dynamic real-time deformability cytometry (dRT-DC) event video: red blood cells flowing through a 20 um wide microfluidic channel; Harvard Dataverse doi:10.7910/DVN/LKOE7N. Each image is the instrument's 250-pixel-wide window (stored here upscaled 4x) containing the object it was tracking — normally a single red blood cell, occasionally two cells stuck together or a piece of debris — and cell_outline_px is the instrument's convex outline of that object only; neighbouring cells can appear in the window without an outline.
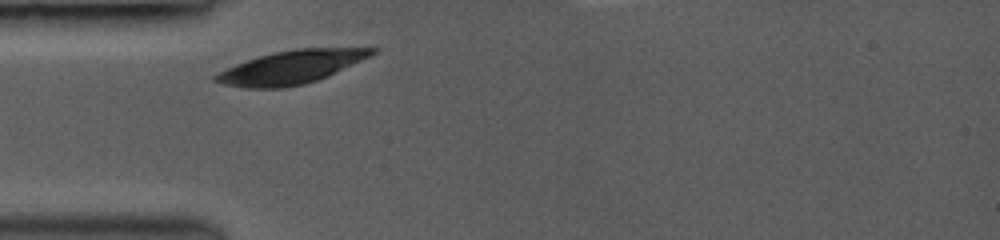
{"species": "common noctule bat (a hibernating species)", "species_latin": "Nyctalus noctula", "temperature_condition": "room temperature", "stored_images_in_passage": 2, "camera_frame_rate_fps": 3000, "um_per_image_px": 0.085, "animal": {"sex": "female", "body_mass_g": 19.0, "forearm_length_mm": 53.3}, "frame": {"image": 1, "passage_image": 1, "time_ms": 0.0, "image_size_px": [1000, 240], "cell_outline_px": [[380, 48], [372, 56], [328, 76], [304, 84], [280, 88], [244, 88], [224, 84], [212, 80], [212, 76], [236, 64], [260, 56], [276, 52], [296, 48]], "centroid_in_image_um": [24.78, 5.71], "position_along_channel_um": 60.2, "area_um2": 30.06}}